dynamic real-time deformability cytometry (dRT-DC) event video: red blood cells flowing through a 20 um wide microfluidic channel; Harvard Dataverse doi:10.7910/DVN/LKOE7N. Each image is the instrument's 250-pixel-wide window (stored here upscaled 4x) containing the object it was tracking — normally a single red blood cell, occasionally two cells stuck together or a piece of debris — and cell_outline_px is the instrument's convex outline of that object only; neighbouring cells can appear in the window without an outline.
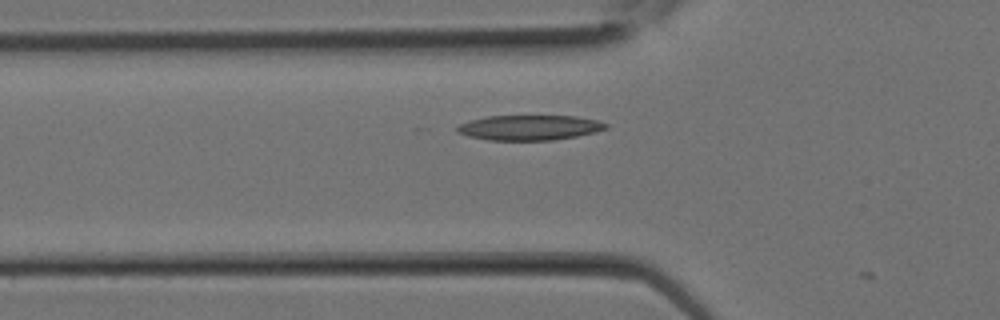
{"species": "Egyptian fruit bat (a non-hibernating species)", "species_latin": "Rousettus aegyptiacus", "temperature_condition": "room temperature", "stored_images_in_passage": 7, "camera_frame_rate_fps": 3000, "um_per_image_px": 0.085, "animal": {"sex": "female"}, "frame": {"image": 1, "passage_image": 6, "time_ms": 1.667, "image_size_px": [1000, 320], "cell_outline_px": [[608, 128], [596, 132], [576, 136], [552, 140], [488, 140], [468, 136], [456, 132], [456, 128], [460, 124], [472, 120], [488, 116], [576, 116], [596, 120], [608, 124]], "centroid_in_image_um": [45.01, 10.85], "position_along_channel_um": 80.8, "area_um2": 21.62}}